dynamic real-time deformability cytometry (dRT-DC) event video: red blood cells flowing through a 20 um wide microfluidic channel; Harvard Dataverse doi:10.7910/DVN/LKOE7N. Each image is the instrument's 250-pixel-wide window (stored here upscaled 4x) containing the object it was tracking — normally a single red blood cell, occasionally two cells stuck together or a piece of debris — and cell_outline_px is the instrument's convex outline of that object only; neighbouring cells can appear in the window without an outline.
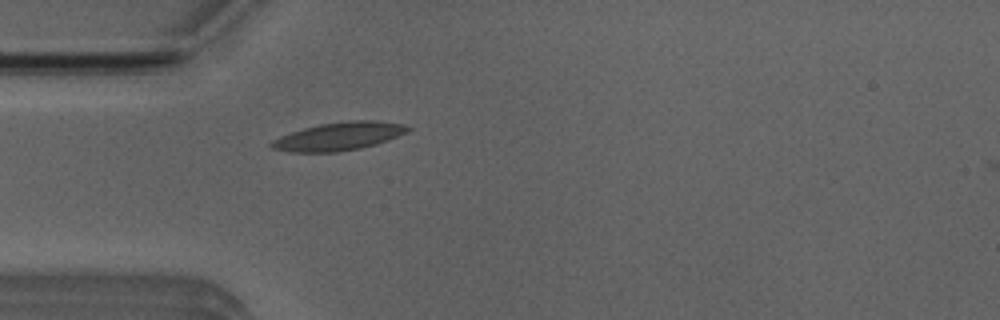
{"species": "Egyptian fruit bat (a non-hibernating species)", "species_latin": "Rousettus aegyptiacus", "temperature_condition": "room temperature", "stored_images_in_passage": 5, "camera_frame_rate_fps": 3000, "um_per_image_px": 0.085, "animal": {"sex": "male"}, "frame": {"image": 1, "passage_image": 5, "time_ms": 5.333, "image_size_px": [1000, 320], "cell_outline_px": [[412, 128], [408, 132], [388, 140], [376, 144], [360, 148], [336, 152], [288, 152], [272, 148], [268, 144], [272, 140], [280, 136], [304, 128], [320, 124], [348, 120], [376, 120], [400, 124]], "centroid_in_image_um": [28.79, 11.59], "position_along_channel_um": 56.2, "area_um2": 22.31}}